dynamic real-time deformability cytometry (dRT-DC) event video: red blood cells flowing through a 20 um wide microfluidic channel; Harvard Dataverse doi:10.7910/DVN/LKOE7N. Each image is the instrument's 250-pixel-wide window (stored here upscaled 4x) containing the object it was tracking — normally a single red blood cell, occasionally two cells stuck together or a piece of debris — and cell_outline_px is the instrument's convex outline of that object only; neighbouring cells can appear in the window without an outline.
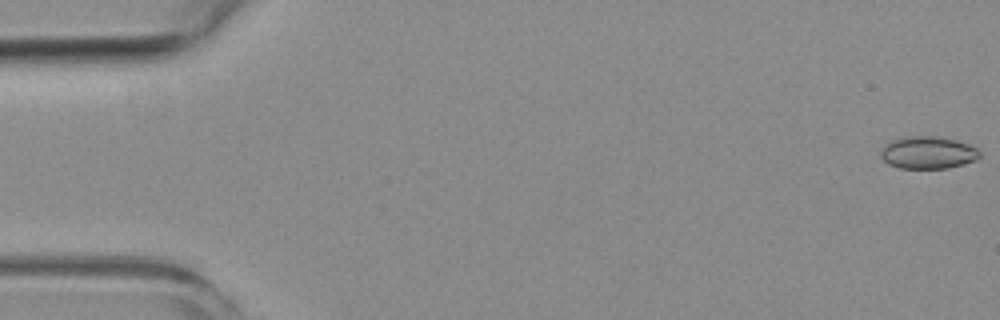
{"species": "common noctule bat (a hibernating species)", "species_latin": "Nyctalus noctula", "temperature_condition": "room temperature", "stored_images_in_passage": 6, "camera_frame_rate_fps": 3000, "um_per_image_px": 0.085, "animal": {"sex": "female", "body_mass_g": 19.3, "forearm_length_mm": 54.1}, "frame": {"image": 1, "passage_image": 1, "time_ms": 0.0, "image_size_px": [1000, 320], "cell_outline_px": [[980, 156], [976, 160], [964, 164], [948, 168], [900, 168], [888, 164], [880, 156], [880, 152], [884, 144], [892, 140], [908, 136], [936, 136], [956, 140], [968, 144], [976, 148], [980, 152]], "centroid_in_image_um": [78.86, 12.97], "position_along_channel_um": 6.1, "area_um2": 18.73}}
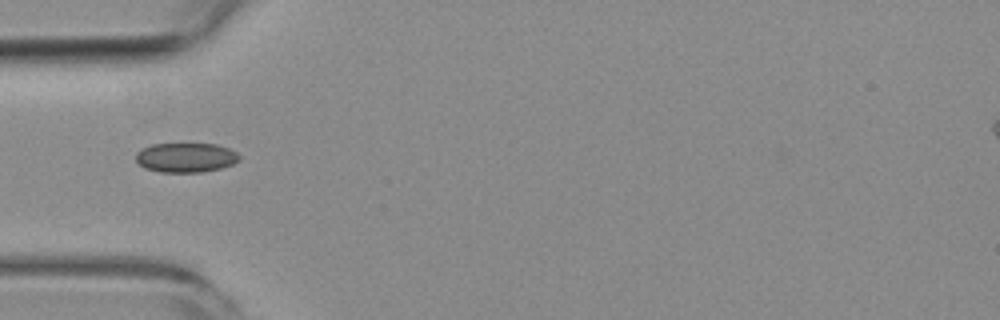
{"frame": {"image": 2, "passage_image": 5, "time_ms": 5.667, "image_size_px": [1000, 320], "cell_outline_px": [[240, 160], [232, 164], [220, 168], [200, 172], [160, 172], [144, 168], [136, 160], [136, 152], [140, 148], [152, 144], [216, 144], [228, 148], [236, 152], [240, 156]], "centroid_in_image_um": [15.77, 13.39], "position_along_channel_um": 69.2, "area_um2": 17.8}}
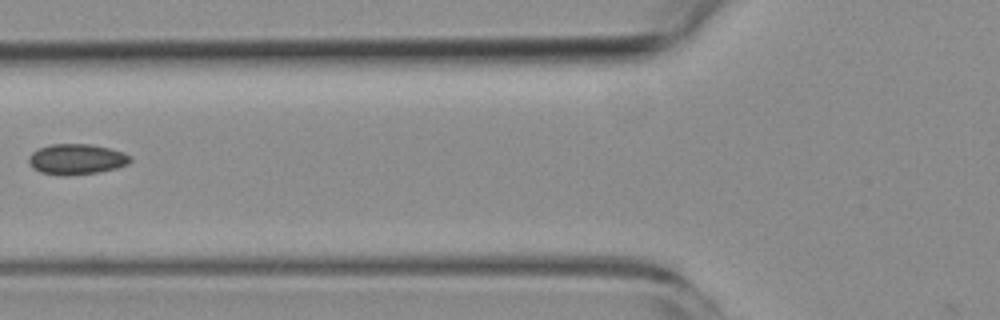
{"frame": {"image": 3, "passage_image": 6, "time_ms": 7.0, "image_size_px": [1000, 320], "cell_outline_px": [[132, 160], [128, 164], [116, 168], [100, 172], [68, 176], [60, 176], [40, 172], [32, 168], [28, 160], [28, 156], [32, 152], [40, 148], [52, 144], [88, 144], [108, 148], [124, 152]], "centroid_in_image_um": [6.48, 13.55], "position_along_channel_um": 119.3, "area_um2": 18.15}}